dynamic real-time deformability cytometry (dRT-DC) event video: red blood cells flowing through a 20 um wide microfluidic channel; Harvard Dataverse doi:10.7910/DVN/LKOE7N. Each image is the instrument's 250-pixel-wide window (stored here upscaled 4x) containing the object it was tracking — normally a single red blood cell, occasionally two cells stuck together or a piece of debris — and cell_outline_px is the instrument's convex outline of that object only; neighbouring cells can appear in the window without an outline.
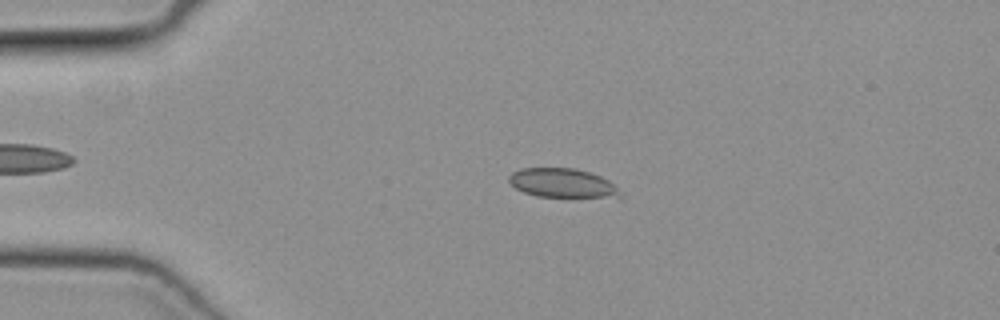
{"species": "common noctule bat (a hibernating species)", "species_latin": "Nyctalus noctula", "temperature_condition": "cold", "stored_images_in_passage": 49, "camera_frame_rate_fps": 3000, "um_per_image_px": 0.085, "animal": {"sex": "female", "body_mass_g": 19.3, "forearm_length_mm": 54.1}, "frame": {"image": 1, "passage_image": 11, "time_ms": 3.333, "image_size_px": [1000, 320], "cell_outline_px": [[620, 196], [536, 196], [524, 192], [516, 188], [508, 180], [508, 176], [512, 172], [520, 168], [572, 168], [588, 172], [600, 176], [608, 180], [616, 188]], "centroid_in_image_um": [47.69, 15.53], "position_along_channel_um": 37.3, "area_um2": 18.21}}
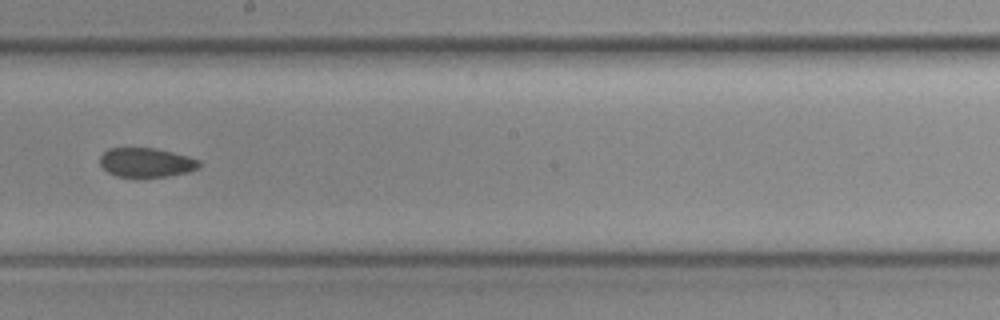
{"frame": {"image": 2, "passage_image": 28, "time_ms": 9.0, "image_size_px": [1000, 320], "cell_outline_px": [[200, 164], [196, 168], [188, 172], [168, 176], [136, 180], [116, 176], [108, 172], [100, 164], [100, 156], [108, 148], [152, 148], [172, 152], [188, 156], [200, 160]], "centroid_in_image_um": [12.4, 13.85], "position_along_channel_um": 235.8, "area_um2": 17.4}}
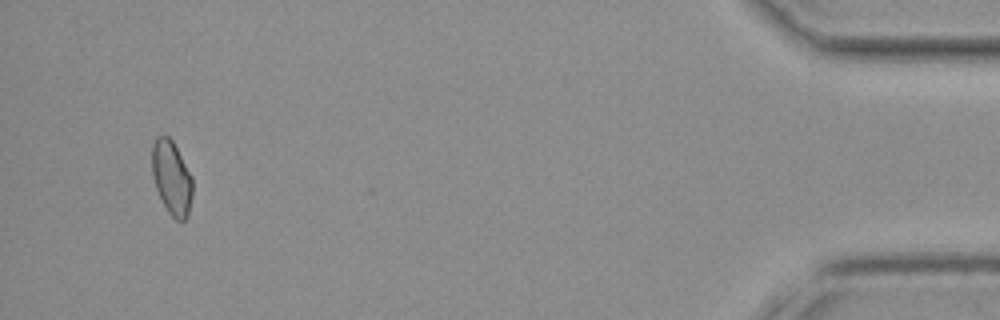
{"frame": {"image": 3, "passage_image": 47, "time_ms": 15.333, "image_size_px": [1000, 320], "cell_outline_px": [[192, 196], [188, 216], [184, 220], [176, 220], [168, 212], [156, 188], [152, 176], [152, 144], [156, 136], [168, 136], [172, 140], [192, 176]], "centroid_in_image_um": [14.59, 15.1], "position_along_channel_um": 420.6, "area_um2": 17.4}}